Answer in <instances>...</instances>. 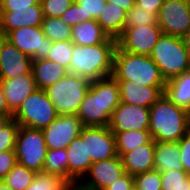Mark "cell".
<instances>
[{"label":"cell","instance_id":"f35d334b","mask_svg":"<svg viewBox=\"0 0 190 190\" xmlns=\"http://www.w3.org/2000/svg\"><path fill=\"white\" fill-rule=\"evenodd\" d=\"M16 163L17 158L14 149L0 152V181L4 179Z\"/></svg>","mask_w":190,"mask_h":190},{"label":"cell","instance_id":"816d5d0a","mask_svg":"<svg viewBox=\"0 0 190 190\" xmlns=\"http://www.w3.org/2000/svg\"><path fill=\"white\" fill-rule=\"evenodd\" d=\"M130 190H138L135 186H133Z\"/></svg>","mask_w":190,"mask_h":190},{"label":"cell","instance_id":"c3c4849f","mask_svg":"<svg viewBox=\"0 0 190 190\" xmlns=\"http://www.w3.org/2000/svg\"><path fill=\"white\" fill-rule=\"evenodd\" d=\"M183 42L185 44V48L188 51L189 57H190V26L187 30V32L185 33V35L182 37Z\"/></svg>","mask_w":190,"mask_h":190},{"label":"cell","instance_id":"83f0119b","mask_svg":"<svg viewBox=\"0 0 190 190\" xmlns=\"http://www.w3.org/2000/svg\"><path fill=\"white\" fill-rule=\"evenodd\" d=\"M25 190H75L64 177L53 173L36 172L32 183Z\"/></svg>","mask_w":190,"mask_h":190},{"label":"cell","instance_id":"9c48e42d","mask_svg":"<svg viewBox=\"0 0 190 190\" xmlns=\"http://www.w3.org/2000/svg\"><path fill=\"white\" fill-rule=\"evenodd\" d=\"M6 39L32 60L46 59L53 43L45 36L41 26L14 29L6 35Z\"/></svg>","mask_w":190,"mask_h":190},{"label":"cell","instance_id":"e575fe53","mask_svg":"<svg viewBox=\"0 0 190 190\" xmlns=\"http://www.w3.org/2000/svg\"><path fill=\"white\" fill-rule=\"evenodd\" d=\"M134 186L138 190H161V173L151 170L134 176Z\"/></svg>","mask_w":190,"mask_h":190},{"label":"cell","instance_id":"f1b7e54d","mask_svg":"<svg viewBox=\"0 0 190 190\" xmlns=\"http://www.w3.org/2000/svg\"><path fill=\"white\" fill-rule=\"evenodd\" d=\"M41 27L52 42L71 40L72 27L60 17H44Z\"/></svg>","mask_w":190,"mask_h":190},{"label":"cell","instance_id":"4fadbf2b","mask_svg":"<svg viewBox=\"0 0 190 190\" xmlns=\"http://www.w3.org/2000/svg\"><path fill=\"white\" fill-rule=\"evenodd\" d=\"M82 127L77 114L59 115L48 127L42 129L47 149L67 148L79 137Z\"/></svg>","mask_w":190,"mask_h":190},{"label":"cell","instance_id":"e0dca14e","mask_svg":"<svg viewBox=\"0 0 190 190\" xmlns=\"http://www.w3.org/2000/svg\"><path fill=\"white\" fill-rule=\"evenodd\" d=\"M31 69L32 59L5 39L0 51V80L29 74Z\"/></svg>","mask_w":190,"mask_h":190},{"label":"cell","instance_id":"f6af8a7d","mask_svg":"<svg viewBox=\"0 0 190 190\" xmlns=\"http://www.w3.org/2000/svg\"><path fill=\"white\" fill-rule=\"evenodd\" d=\"M108 4L113 3V6H119L126 12L132 9L135 5V0H105Z\"/></svg>","mask_w":190,"mask_h":190},{"label":"cell","instance_id":"8fae6325","mask_svg":"<svg viewBox=\"0 0 190 190\" xmlns=\"http://www.w3.org/2000/svg\"><path fill=\"white\" fill-rule=\"evenodd\" d=\"M157 19L164 34L182 38L190 26V0H164Z\"/></svg>","mask_w":190,"mask_h":190},{"label":"cell","instance_id":"ac0fdd59","mask_svg":"<svg viewBox=\"0 0 190 190\" xmlns=\"http://www.w3.org/2000/svg\"><path fill=\"white\" fill-rule=\"evenodd\" d=\"M117 82L122 103L151 107L164 94L165 87H148L134 81Z\"/></svg>","mask_w":190,"mask_h":190},{"label":"cell","instance_id":"277c9868","mask_svg":"<svg viewBox=\"0 0 190 190\" xmlns=\"http://www.w3.org/2000/svg\"><path fill=\"white\" fill-rule=\"evenodd\" d=\"M116 81H134L148 87H165L157 64L150 56L131 54L116 46L113 55V74Z\"/></svg>","mask_w":190,"mask_h":190},{"label":"cell","instance_id":"cb8c5ba5","mask_svg":"<svg viewBox=\"0 0 190 190\" xmlns=\"http://www.w3.org/2000/svg\"><path fill=\"white\" fill-rule=\"evenodd\" d=\"M180 147L178 142H155L154 167L160 173L184 170L180 161Z\"/></svg>","mask_w":190,"mask_h":190},{"label":"cell","instance_id":"74e56055","mask_svg":"<svg viewBox=\"0 0 190 190\" xmlns=\"http://www.w3.org/2000/svg\"><path fill=\"white\" fill-rule=\"evenodd\" d=\"M74 0H41L44 17H60L72 4Z\"/></svg>","mask_w":190,"mask_h":190},{"label":"cell","instance_id":"681fc988","mask_svg":"<svg viewBox=\"0 0 190 190\" xmlns=\"http://www.w3.org/2000/svg\"><path fill=\"white\" fill-rule=\"evenodd\" d=\"M6 39V36L0 32V51H1V48H2V45H3V41Z\"/></svg>","mask_w":190,"mask_h":190},{"label":"cell","instance_id":"6da1fadb","mask_svg":"<svg viewBox=\"0 0 190 190\" xmlns=\"http://www.w3.org/2000/svg\"><path fill=\"white\" fill-rule=\"evenodd\" d=\"M119 86L111 75L90 83L77 112L83 126H108L120 103Z\"/></svg>","mask_w":190,"mask_h":190},{"label":"cell","instance_id":"7a4b0ae2","mask_svg":"<svg viewBox=\"0 0 190 190\" xmlns=\"http://www.w3.org/2000/svg\"><path fill=\"white\" fill-rule=\"evenodd\" d=\"M190 130V113L163 94L151 107L149 132L156 142H178Z\"/></svg>","mask_w":190,"mask_h":190},{"label":"cell","instance_id":"7402d4cb","mask_svg":"<svg viewBox=\"0 0 190 190\" xmlns=\"http://www.w3.org/2000/svg\"><path fill=\"white\" fill-rule=\"evenodd\" d=\"M33 78L38 89L45 90L68 74V70L48 59L32 60Z\"/></svg>","mask_w":190,"mask_h":190},{"label":"cell","instance_id":"30bf717a","mask_svg":"<svg viewBox=\"0 0 190 190\" xmlns=\"http://www.w3.org/2000/svg\"><path fill=\"white\" fill-rule=\"evenodd\" d=\"M162 33L158 24L124 28L116 45L128 53L149 56Z\"/></svg>","mask_w":190,"mask_h":190},{"label":"cell","instance_id":"d4e9b609","mask_svg":"<svg viewBox=\"0 0 190 190\" xmlns=\"http://www.w3.org/2000/svg\"><path fill=\"white\" fill-rule=\"evenodd\" d=\"M165 96L190 113V70L166 81Z\"/></svg>","mask_w":190,"mask_h":190},{"label":"cell","instance_id":"ee69618b","mask_svg":"<svg viewBox=\"0 0 190 190\" xmlns=\"http://www.w3.org/2000/svg\"><path fill=\"white\" fill-rule=\"evenodd\" d=\"M164 0H135V5L143 7V9L149 10L158 15Z\"/></svg>","mask_w":190,"mask_h":190},{"label":"cell","instance_id":"5b68a950","mask_svg":"<svg viewBox=\"0 0 190 190\" xmlns=\"http://www.w3.org/2000/svg\"><path fill=\"white\" fill-rule=\"evenodd\" d=\"M149 56L165 81L190 70V57L181 37L162 33Z\"/></svg>","mask_w":190,"mask_h":190},{"label":"cell","instance_id":"d6a6232c","mask_svg":"<svg viewBox=\"0 0 190 190\" xmlns=\"http://www.w3.org/2000/svg\"><path fill=\"white\" fill-rule=\"evenodd\" d=\"M72 51L73 42L71 40L55 41L52 43L51 50L46 59L58 63L69 70Z\"/></svg>","mask_w":190,"mask_h":190},{"label":"cell","instance_id":"52a82bcc","mask_svg":"<svg viewBox=\"0 0 190 190\" xmlns=\"http://www.w3.org/2000/svg\"><path fill=\"white\" fill-rule=\"evenodd\" d=\"M58 116L55 106L48 98L46 91L37 88L22 102L18 110L13 114L12 119L19 126L42 130L48 127Z\"/></svg>","mask_w":190,"mask_h":190},{"label":"cell","instance_id":"d6986e66","mask_svg":"<svg viewBox=\"0 0 190 190\" xmlns=\"http://www.w3.org/2000/svg\"><path fill=\"white\" fill-rule=\"evenodd\" d=\"M43 19L41 4L32 5V9L0 11V32L6 36L10 31L17 28L41 26Z\"/></svg>","mask_w":190,"mask_h":190},{"label":"cell","instance_id":"4316f807","mask_svg":"<svg viewBox=\"0 0 190 190\" xmlns=\"http://www.w3.org/2000/svg\"><path fill=\"white\" fill-rule=\"evenodd\" d=\"M114 134L116 138L117 154L120 157L125 152H129L139 146H142L152 139L149 130H129Z\"/></svg>","mask_w":190,"mask_h":190},{"label":"cell","instance_id":"7dc6e473","mask_svg":"<svg viewBox=\"0 0 190 190\" xmlns=\"http://www.w3.org/2000/svg\"><path fill=\"white\" fill-rule=\"evenodd\" d=\"M13 114H0V130L12 120Z\"/></svg>","mask_w":190,"mask_h":190},{"label":"cell","instance_id":"f546056e","mask_svg":"<svg viewBox=\"0 0 190 190\" xmlns=\"http://www.w3.org/2000/svg\"><path fill=\"white\" fill-rule=\"evenodd\" d=\"M43 172L60 175L68 180V161L66 148L47 150Z\"/></svg>","mask_w":190,"mask_h":190},{"label":"cell","instance_id":"ab89813d","mask_svg":"<svg viewBox=\"0 0 190 190\" xmlns=\"http://www.w3.org/2000/svg\"><path fill=\"white\" fill-rule=\"evenodd\" d=\"M60 18L71 27L82 23L83 12L81 10V6L74 1L73 4L60 16Z\"/></svg>","mask_w":190,"mask_h":190},{"label":"cell","instance_id":"836d02e7","mask_svg":"<svg viewBox=\"0 0 190 190\" xmlns=\"http://www.w3.org/2000/svg\"><path fill=\"white\" fill-rule=\"evenodd\" d=\"M150 24H158L157 15L149 10L143 9V7L134 5V7L127 12L124 28Z\"/></svg>","mask_w":190,"mask_h":190},{"label":"cell","instance_id":"5bb4252c","mask_svg":"<svg viewBox=\"0 0 190 190\" xmlns=\"http://www.w3.org/2000/svg\"><path fill=\"white\" fill-rule=\"evenodd\" d=\"M150 107L120 102L111 115L108 127L113 133L149 130Z\"/></svg>","mask_w":190,"mask_h":190},{"label":"cell","instance_id":"7bdbcfd3","mask_svg":"<svg viewBox=\"0 0 190 190\" xmlns=\"http://www.w3.org/2000/svg\"><path fill=\"white\" fill-rule=\"evenodd\" d=\"M134 186V176L125 172L113 184L108 186L105 190H130Z\"/></svg>","mask_w":190,"mask_h":190},{"label":"cell","instance_id":"bcb514c9","mask_svg":"<svg viewBox=\"0 0 190 190\" xmlns=\"http://www.w3.org/2000/svg\"><path fill=\"white\" fill-rule=\"evenodd\" d=\"M0 114H12L9 111L8 105L6 103V98H5L1 80H0Z\"/></svg>","mask_w":190,"mask_h":190},{"label":"cell","instance_id":"1f68e13d","mask_svg":"<svg viewBox=\"0 0 190 190\" xmlns=\"http://www.w3.org/2000/svg\"><path fill=\"white\" fill-rule=\"evenodd\" d=\"M189 186L190 175L184 170L161 173V190H188Z\"/></svg>","mask_w":190,"mask_h":190},{"label":"cell","instance_id":"60d3db41","mask_svg":"<svg viewBox=\"0 0 190 190\" xmlns=\"http://www.w3.org/2000/svg\"><path fill=\"white\" fill-rule=\"evenodd\" d=\"M180 147V161L183 169L190 175V130L178 141Z\"/></svg>","mask_w":190,"mask_h":190},{"label":"cell","instance_id":"9a60e30c","mask_svg":"<svg viewBox=\"0 0 190 190\" xmlns=\"http://www.w3.org/2000/svg\"><path fill=\"white\" fill-rule=\"evenodd\" d=\"M86 149L92 162L118 156L115 134L108 126H86Z\"/></svg>","mask_w":190,"mask_h":190},{"label":"cell","instance_id":"484cf974","mask_svg":"<svg viewBox=\"0 0 190 190\" xmlns=\"http://www.w3.org/2000/svg\"><path fill=\"white\" fill-rule=\"evenodd\" d=\"M126 15L127 12L121 7L107 3L97 19V23L109 37L117 39L124 30Z\"/></svg>","mask_w":190,"mask_h":190},{"label":"cell","instance_id":"603a6c76","mask_svg":"<svg viewBox=\"0 0 190 190\" xmlns=\"http://www.w3.org/2000/svg\"><path fill=\"white\" fill-rule=\"evenodd\" d=\"M71 41L82 46L98 45L103 42H116L97 23V20H87L72 27Z\"/></svg>","mask_w":190,"mask_h":190},{"label":"cell","instance_id":"7c38bea8","mask_svg":"<svg viewBox=\"0 0 190 190\" xmlns=\"http://www.w3.org/2000/svg\"><path fill=\"white\" fill-rule=\"evenodd\" d=\"M125 173L121 157L93 162L88 171L90 178L75 186V190H105Z\"/></svg>","mask_w":190,"mask_h":190},{"label":"cell","instance_id":"8992f818","mask_svg":"<svg viewBox=\"0 0 190 190\" xmlns=\"http://www.w3.org/2000/svg\"><path fill=\"white\" fill-rule=\"evenodd\" d=\"M90 83L82 76L68 73L45 91L58 115L77 114Z\"/></svg>","mask_w":190,"mask_h":190},{"label":"cell","instance_id":"ba28073f","mask_svg":"<svg viewBox=\"0 0 190 190\" xmlns=\"http://www.w3.org/2000/svg\"><path fill=\"white\" fill-rule=\"evenodd\" d=\"M17 163L35 172H42L47 146L41 129L19 126L15 144Z\"/></svg>","mask_w":190,"mask_h":190},{"label":"cell","instance_id":"b9f144b4","mask_svg":"<svg viewBox=\"0 0 190 190\" xmlns=\"http://www.w3.org/2000/svg\"><path fill=\"white\" fill-rule=\"evenodd\" d=\"M41 0H0V11L13 9H32V5L41 4Z\"/></svg>","mask_w":190,"mask_h":190},{"label":"cell","instance_id":"d590c367","mask_svg":"<svg viewBox=\"0 0 190 190\" xmlns=\"http://www.w3.org/2000/svg\"><path fill=\"white\" fill-rule=\"evenodd\" d=\"M19 124L12 119L0 130V152L15 148Z\"/></svg>","mask_w":190,"mask_h":190},{"label":"cell","instance_id":"2e32d148","mask_svg":"<svg viewBox=\"0 0 190 190\" xmlns=\"http://www.w3.org/2000/svg\"><path fill=\"white\" fill-rule=\"evenodd\" d=\"M66 152L68 161V181L75 187L80 179H85L93 163L91 157H87L86 126L82 127L79 137L71 142L66 148Z\"/></svg>","mask_w":190,"mask_h":190},{"label":"cell","instance_id":"3957f363","mask_svg":"<svg viewBox=\"0 0 190 190\" xmlns=\"http://www.w3.org/2000/svg\"><path fill=\"white\" fill-rule=\"evenodd\" d=\"M116 42L82 46L73 43V51L68 73L82 76L89 82L113 74V55Z\"/></svg>","mask_w":190,"mask_h":190},{"label":"cell","instance_id":"44dd1931","mask_svg":"<svg viewBox=\"0 0 190 190\" xmlns=\"http://www.w3.org/2000/svg\"><path fill=\"white\" fill-rule=\"evenodd\" d=\"M155 140L151 139L148 143L139 146L121 156L125 172L130 175H137L154 170Z\"/></svg>","mask_w":190,"mask_h":190},{"label":"cell","instance_id":"f907efd6","mask_svg":"<svg viewBox=\"0 0 190 190\" xmlns=\"http://www.w3.org/2000/svg\"><path fill=\"white\" fill-rule=\"evenodd\" d=\"M0 190H12L9 188L6 184H4L2 181H0Z\"/></svg>","mask_w":190,"mask_h":190},{"label":"cell","instance_id":"ffe728a7","mask_svg":"<svg viewBox=\"0 0 190 190\" xmlns=\"http://www.w3.org/2000/svg\"><path fill=\"white\" fill-rule=\"evenodd\" d=\"M1 81L6 103L12 114H14L22 102L37 89L32 72Z\"/></svg>","mask_w":190,"mask_h":190},{"label":"cell","instance_id":"4dcf8cb0","mask_svg":"<svg viewBox=\"0 0 190 190\" xmlns=\"http://www.w3.org/2000/svg\"><path fill=\"white\" fill-rule=\"evenodd\" d=\"M35 174V171L16 163L2 182L12 190H25L32 183Z\"/></svg>","mask_w":190,"mask_h":190},{"label":"cell","instance_id":"8d00e7d4","mask_svg":"<svg viewBox=\"0 0 190 190\" xmlns=\"http://www.w3.org/2000/svg\"><path fill=\"white\" fill-rule=\"evenodd\" d=\"M83 12V22L87 20H97L101 15L104 6L107 4L105 0H74Z\"/></svg>","mask_w":190,"mask_h":190}]
</instances>
